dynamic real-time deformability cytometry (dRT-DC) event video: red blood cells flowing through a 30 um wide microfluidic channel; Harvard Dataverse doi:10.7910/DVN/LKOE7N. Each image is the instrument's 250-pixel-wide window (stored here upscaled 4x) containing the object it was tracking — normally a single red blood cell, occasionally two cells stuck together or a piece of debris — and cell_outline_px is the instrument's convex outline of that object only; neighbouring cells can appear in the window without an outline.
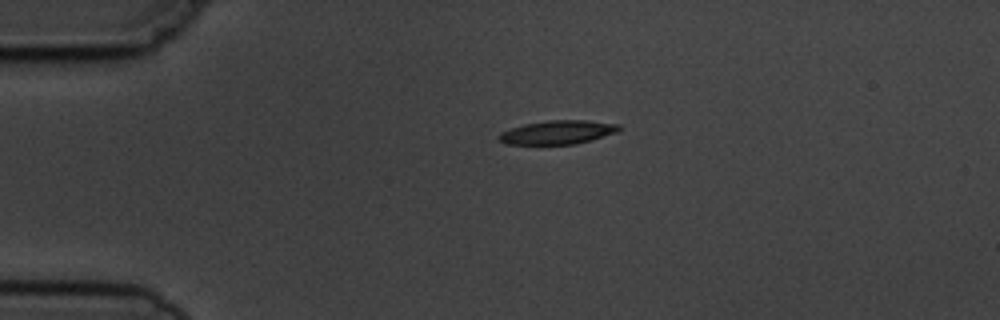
{"species": "common noctule bat (a hibernating species)", "species_latin": "Nyctalus noctula", "temperature_condition": "cold", "stored_images_in_passage": 2, "camera_frame_rate_fps": 3000, "um_per_image_px": 0.085, "animal": {"sex": "male", "body_mass_g": 19.5, "forearm_length_mm": 54.6}, "frame": {"image": 1, "passage_image": 1, "time_ms": 0.0, "image_size_px": [1000, 320], "cell_outline_px": [[620, 128], [616, 132], [592, 140], [576, 144], [504, 144], [496, 136], [500, 132], [524, 124], [548, 120], [588, 120], [620, 124]], "centroid_in_image_um": [47.39, 11.24], "position_along_channel_um": 37.6, "area_um2": 16.65}}
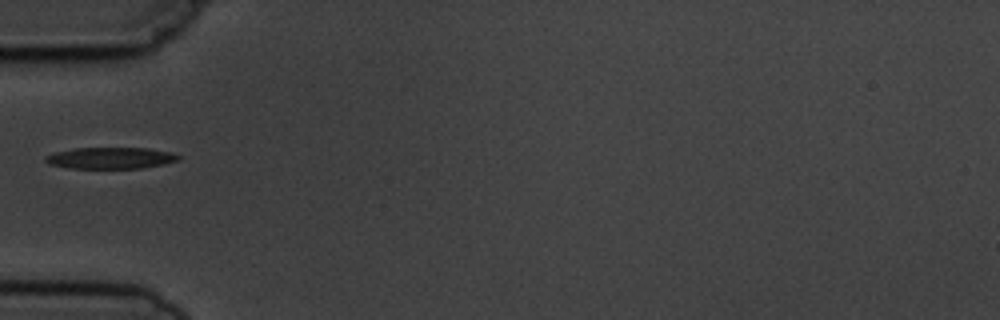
{"frame": {"image": 2, "passage_image": 2, "time_ms": 2.0, "image_size_px": [1000, 320], "cell_outline_px": [[180, 160], [164, 164], [140, 168], [68, 168], [48, 164], [44, 160], [44, 156], [56, 152], [76, 148], [148, 148], [172, 152], [180, 156]], "centroid_in_image_um": [9.4, 13.43], "position_along_channel_um": 75.6, "area_um2": 16.65}}